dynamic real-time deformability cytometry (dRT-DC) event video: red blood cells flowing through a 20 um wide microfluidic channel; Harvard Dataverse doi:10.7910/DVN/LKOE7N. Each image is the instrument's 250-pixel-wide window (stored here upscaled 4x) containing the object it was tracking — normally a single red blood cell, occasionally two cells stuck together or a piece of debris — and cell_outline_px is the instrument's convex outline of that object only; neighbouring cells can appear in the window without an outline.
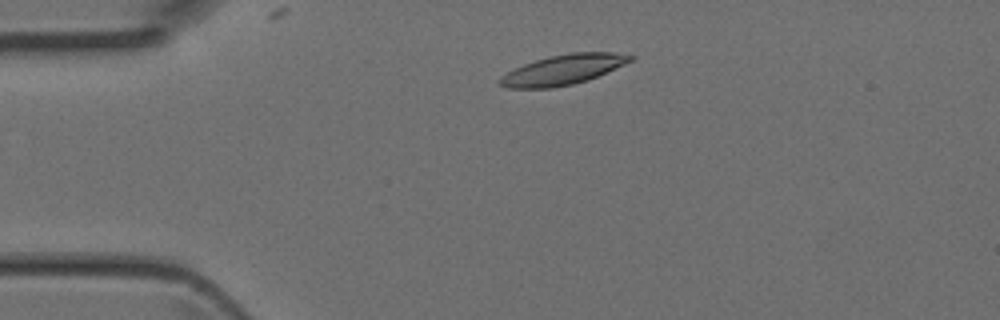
{"species": "Egyptian fruit bat (a non-hibernating species)", "species_latin": "Rousettus aegyptiacus", "temperature_condition": "room temperature", "stored_images_in_passage": 2, "camera_frame_rate_fps": 3000, "um_per_image_px": 0.085, "animal": {"sex": "female"}, "frame": {"image": 1, "passage_image": 2, "time_ms": 0.333, "image_size_px": [1000, 320], "cell_outline_px": [[636, 56], [632, 60], [624, 64], [588, 80], [572, 84], [552, 88], [508, 88], [496, 84], [496, 80], [500, 76], [524, 64], [548, 56], [572, 52], [612, 52]], "centroid_in_image_um": [47.81, 5.93], "position_along_channel_um": 37.2, "area_um2": 22.77}}